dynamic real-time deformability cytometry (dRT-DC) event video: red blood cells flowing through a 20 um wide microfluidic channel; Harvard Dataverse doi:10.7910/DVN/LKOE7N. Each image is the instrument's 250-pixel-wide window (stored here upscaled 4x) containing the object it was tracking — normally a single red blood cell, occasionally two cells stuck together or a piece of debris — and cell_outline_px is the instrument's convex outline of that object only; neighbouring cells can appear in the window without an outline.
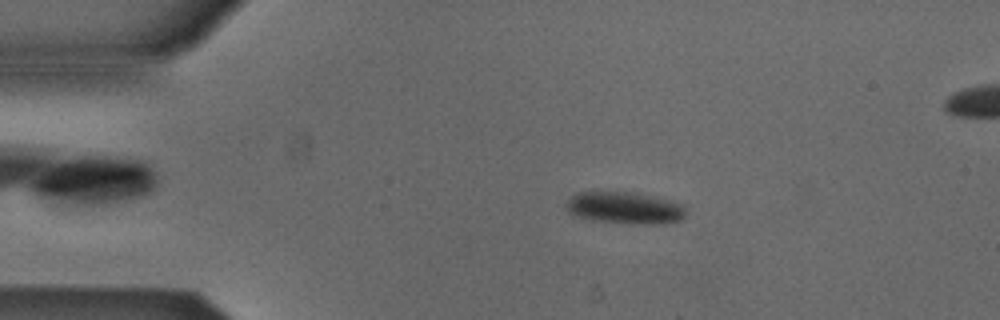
{"species": "Egyptian fruit bat (a non-hibernating species)", "species_latin": "Rousettus aegyptiacus", "temperature_condition": "cold", "stored_images_in_passage": 54, "segment_of_instrument_passage": [1, 2], "camera_frame_rate_fps": 3000, "um_per_image_px": 0.085, "animal": {"sex": "male"}, "frame": {"image": 1, "passage_image": 10, "time_ms": 3.0, "image_size_px": [1000, 320], "cell_outline_px": [[684, 216], [680, 220], [664, 224], [648, 224], [592, 220], [576, 216], [568, 212], [564, 208], [564, 204], [576, 192], [628, 192], [668, 200], [680, 204], [684, 208]], "centroid_in_image_um": [53.03, 17.67], "position_along_channel_um": 32.0, "area_um2": 21.91}}
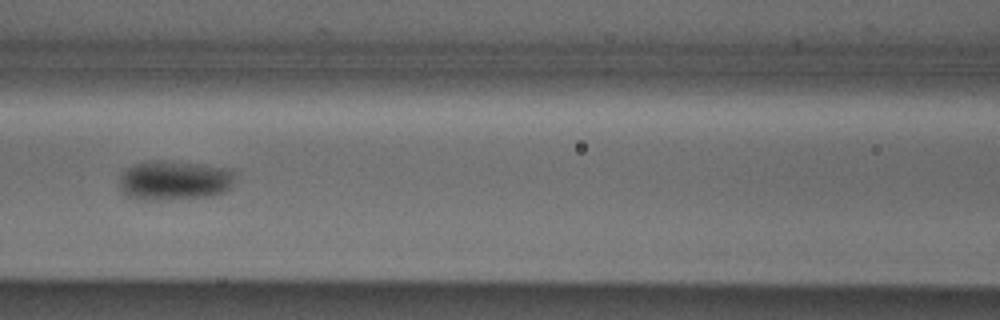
{"frame": {"image": 2, "passage_image": 23, "time_ms": 7.333, "image_size_px": [1000, 320], "cell_outline_px": [[236, 176], [228, 192], [208, 196], [148, 200], [144, 200], [128, 196], [120, 188], [120, 176], [132, 164], [148, 160], [172, 160], [208, 164], [232, 168]], "centroid_in_image_um": [14.89, 15.29], "position_along_channel_um": 151.7, "area_um2": 27.17}}
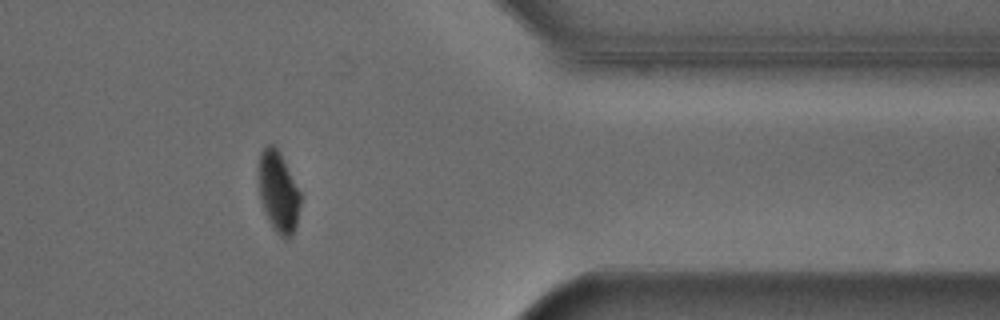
{"frame": {"image": 3, "passage_image": 43, "time_ms": 14.0, "image_size_px": [1000, 320], "cell_outline_px": [[300, 204], [296, 228], [292, 236], [284, 240], [276, 232], [268, 220], [260, 196], [260, 152], [268, 144], [272, 144], [280, 152], [300, 192]], "centroid_in_image_um": [23.69, 16.36], "position_along_channel_um": 387.7, "area_um2": 19.31}}